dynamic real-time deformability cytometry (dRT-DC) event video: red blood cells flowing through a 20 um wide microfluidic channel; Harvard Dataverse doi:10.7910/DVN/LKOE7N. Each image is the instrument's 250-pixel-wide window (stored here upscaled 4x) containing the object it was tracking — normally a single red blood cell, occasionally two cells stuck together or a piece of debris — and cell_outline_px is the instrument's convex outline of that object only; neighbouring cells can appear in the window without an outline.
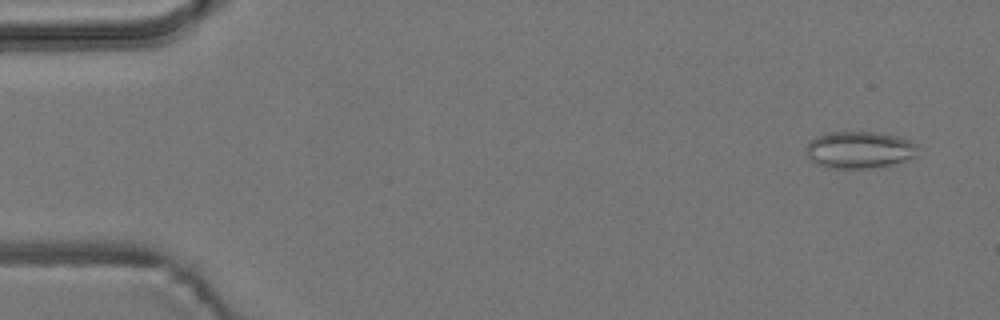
{"species": "common noctule bat (a hibernating species)", "species_latin": "Nyctalus noctula", "temperature_condition": "room temperature", "stored_images_in_passage": 6, "camera_frame_rate_fps": 3000, "um_per_image_px": 0.085, "animal": {"sex": "male", "body_mass_g": 19.2, "forearm_length_mm": 51.8}, "frame": {"image": 1, "passage_image": 1, "time_ms": 0.0, "image_size_px": [1000, 320], "cell_outline_px": [[920, 144], [916, 156], [892, 164], [868, 168], [828, 168], [816, 164], [804, 152], [804, 148], [808, 140], [816, 136], [828, 132], [876, 132], [900, 136]], "centroid_in_image_um": [73.03, 12.72], "position_along_channel_um": 12.0, "area_um2": 24.51}}
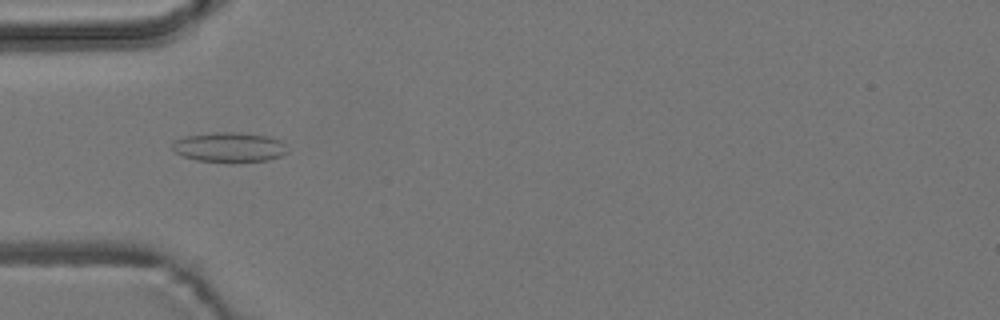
{"frame": {"image": 2, "passage_image": 5, "time_ms": 4.667, "image_size_px": [1000, 320], "cell_outline_px": [[288, 152], [280, 156], [268, 160], [196, 160], [184, 156], [176, 152], [172, 148], [172, 140], [184, 136], [216, 132], [240, 132], [268, 136], [280, 140], [284, 144]], "centroid_in_image_um": [19.47, 12.47], "position_along_channel_um": 65.5, "area_um2": 19.48}}
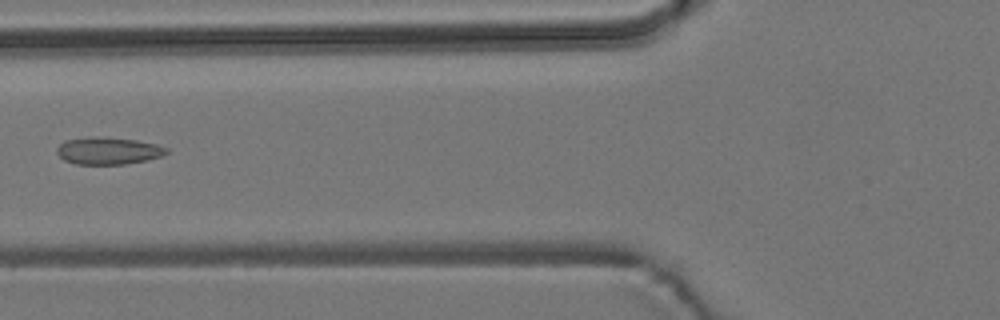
{"frame": {"image": 3, "passage_image": 6, "time_ms": 6.0, "image_size_px": [1000, 320], "cell_outline_px": [[168, 152], [160, 156], [148, 160], [124, 164], [76, 164], [64, 160], [56, 152], [56, 148], [64, 140], [136, 140], [156, 144], [168, 148]], "centroid_in_image_um": [9.23, 12.88], "position_along_channel_um": 116.6, "area_um2": 16.3}}